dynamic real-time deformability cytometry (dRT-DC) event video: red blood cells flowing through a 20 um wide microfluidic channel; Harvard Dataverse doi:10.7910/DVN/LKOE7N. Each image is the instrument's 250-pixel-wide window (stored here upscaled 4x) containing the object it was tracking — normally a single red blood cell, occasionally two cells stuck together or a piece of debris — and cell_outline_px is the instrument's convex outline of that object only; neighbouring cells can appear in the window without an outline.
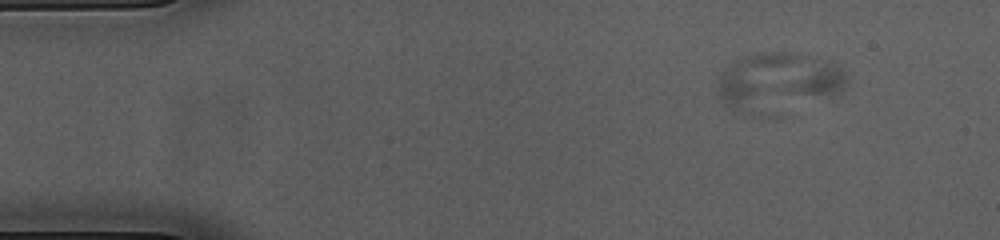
{"species": "common noctule bat (a hibernating species)", "species_latin": "Nyctalus noctula", "temperature_condition": "cold", "stored_images_in_passage": 31, "camera_frame_rate_fps": 3000, "um_per_image_px": 0.085, "animal": {"sex": "female", "body_mass_g": 23.0, "forearm_length_mm": 53.4}, "frame": {"image": 1, "passage_image": 5, "time_ms": 1.333, "image_size_px": [1000, 240], "cell_outline_px": [[848, 80], [844, 96], [756, 116], [736, 116], [724, 104], [716, 88], [720, 76], [724, 68], [740, 56], [756, 52], [792, 52], [816, 56], [832, 60], [844, 72]], "centroid_in_image_um": [66.19, 7.0], "position_along_channel_um": 18.8, "area_um2": 46.41}}
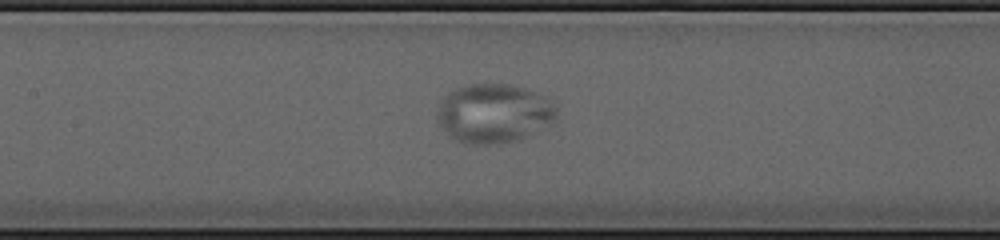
{"frame": {"image": 2, "passage_image": 24, "time_ms": 7.667, "image_size_px": [1000, 240], "cell_outline_px": [[556, 120], [536, 132], [528, 136], [516, 140], [496, 144], [464, 144], [448, 136], [440, 128], [436, 116], [436, 112], [440, 100], [456, 88], [472, 84], [508, 84], [524, 88], [548, 96], [556, 104]], "centroid_in_image_um": [41.97, 9.64], "position_along_channel_um": 165.4, "area_um2": 41.67}}
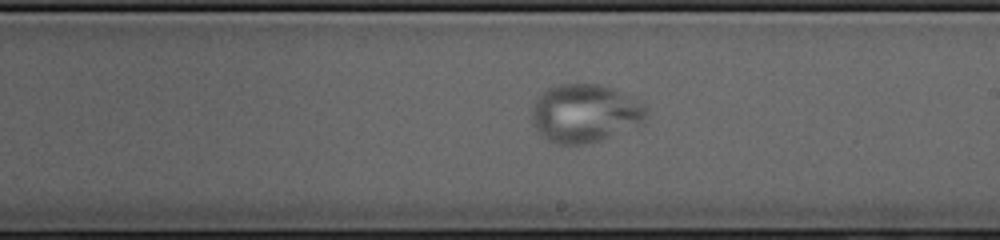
{"frame": {"image": 3, "passage_image": 30, "time_ms": 9.667, "image_size_px": [1000, 240], "cell_outline_px": [[648, 112], [644, 124], [600, 140], [588, 144], [556, 144], [540, 136], [532, 124], [532, 104], [548, 88], [560, 84], [600, 84], [636, 96]], "centroid_in_image_um": [49.75, 9.64], "position_along_channel_um": 239.2, "area_um2": 39.42}}